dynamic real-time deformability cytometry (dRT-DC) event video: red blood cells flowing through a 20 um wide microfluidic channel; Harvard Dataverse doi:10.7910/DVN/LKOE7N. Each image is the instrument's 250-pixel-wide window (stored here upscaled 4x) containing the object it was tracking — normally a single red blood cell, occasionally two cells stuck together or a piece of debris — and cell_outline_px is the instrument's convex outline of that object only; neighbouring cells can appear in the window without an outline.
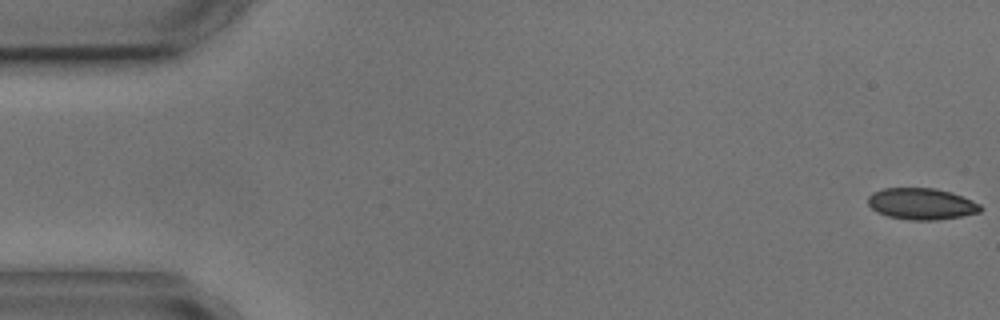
{"species": "common noctule bat (a hibernating species)", "species_latin": "Nyctalus noctula", "temperature_condition": "cold", "stored_images_in_passage": 6, "camera_frame_rate_fps": 3000, "um_per_image_px": 0.085, "animal": {"sex": "male", "body_mass_g": 17.9, "forearm_length_mm": 54.2}, "frame": {"image": 1, "passage_image": 1, "time_ms": 0.0, "image_size_px": [1000, 320], "cell_outline_px": [[984, 208], [980, 212], [960, 216], [936, 220], [908, 220], [888, 216], [876, 212], [868, 204], [868, 196], [872, 192], [884, 188], [936, 188], [952, 192], [972, 200], [980, 204]], "centroid_in_image_um": [78.33, 17.32], "position_along_channel_um": 6.7, "area_um2": 20.75}}
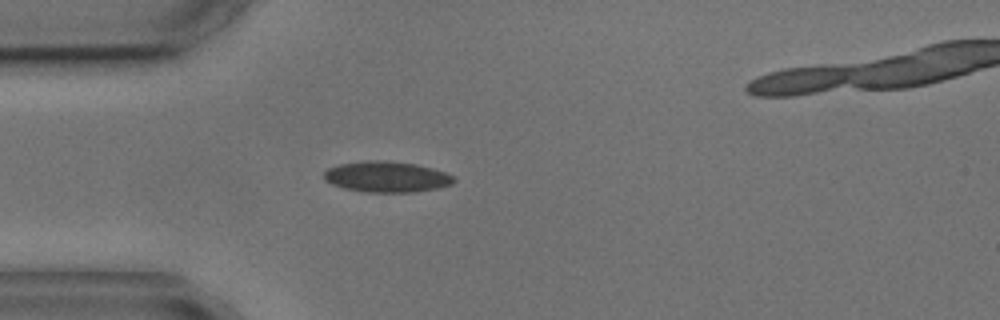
{"frame": {"image": 2, "passage_image": 5, "time_ms": 4.667, "image_size_px": [1000, 320], "cell_outline_px": [[456, 180], [452, 184], [440, 188], [416, 192], [368, 192], [344, 188], [332, 184], [324, 180], [324, 172], [328, 168], [340, 164], [364, 160], [388, 160], [416, 164], [432, 168], [456, 176]], "centroid_in_image_um": [32.9, 15.02], "position_along_channel_um": 52.1, "area_um2": 23.58}}